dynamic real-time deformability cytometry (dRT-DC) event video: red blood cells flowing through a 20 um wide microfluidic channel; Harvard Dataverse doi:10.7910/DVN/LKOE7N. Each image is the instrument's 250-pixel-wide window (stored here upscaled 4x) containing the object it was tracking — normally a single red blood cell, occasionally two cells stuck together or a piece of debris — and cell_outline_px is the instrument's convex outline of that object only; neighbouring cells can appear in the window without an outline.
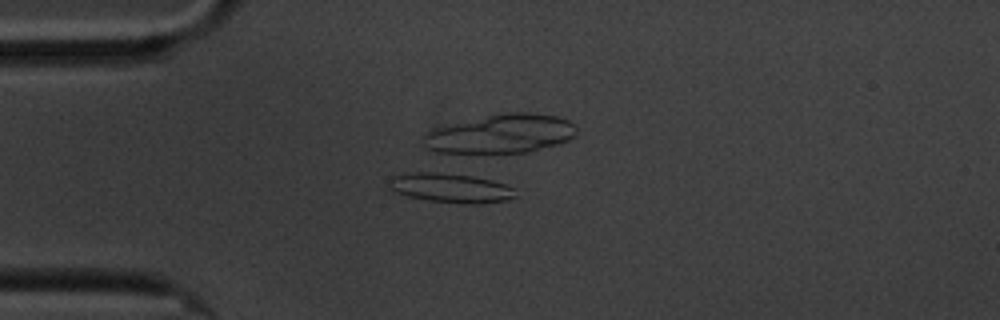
{"species": "common noctule bat (a hibernating species)", "species_latin": "Nyctalus noctula", "temperature_condition": "cold", "stored_images_in_passage": 9, "camera_frame_rate_fps": 3000, "um_per_image_px": 0.085, "animal": {"sex": "male", "body_mass_g": 20.1, "forearm_length_mm": 53.5}, "frame": {"image": 1, "passage_image": 4, "time_ms": 3.333, "image_size_px": [1000, 320], "cell_outline_px": [[516, 196], [508, 200], [480, 204], [460, 204], [428, 200], [408, 196], [384, 188], [392, 176], [416, 172], [440, 172], [472, 176], [492, 180], [516, 188]], "centroid_in_image_um": [38.3, 15.98], "position_along_channel_um": 46.7, "area_um2": 22.02}}
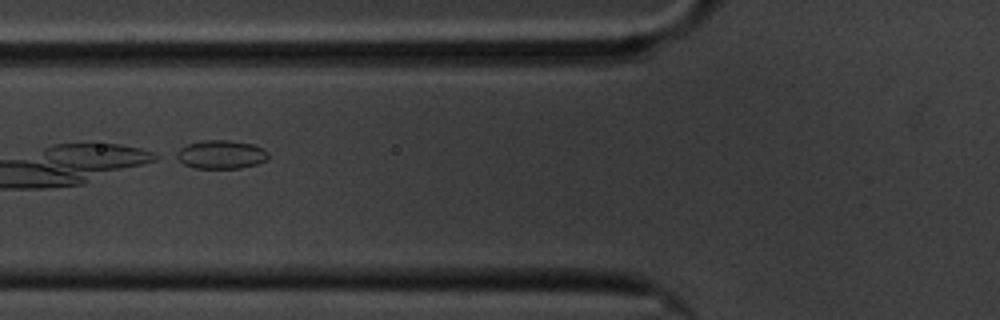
{"frame": {"image": 2, "passage_image": 6, "time_ms": 6.0, "image_size_px": [1000, 320], "cell_outline_px": [[268, 160], [256, 164], [240, 168], [196, 168], [184, 164], [172, 156], [172, 152], [188, 144], [204, 140], [228, 140], [252, 144], [264, 148], [268, 152]], "centroid_in_image_um": [18.75, 13.13], "position_along_channel_um": 107.1, "area_um2": 15.49}}
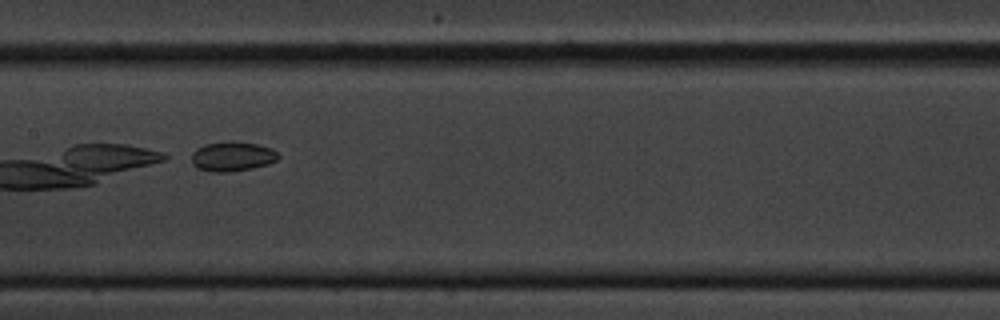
{"frame": {"image": 3, "passage_image": 8, "time_ms": 8.333, "image_size_px": [1000, 320], "cell_outline_px": [[280, 156], [276, 160], [268, 164], [252, 168], [228, 172], [212, 172], [196, 168], [192, 164], [192, 152], [196, 148], [204, 144], [232, 140], [236, 140], [256, 144], [272, 148]], "centroid_in_image_um": [19.72, 13.28], "position_along_channel_um": 187.7, "area_um2": 15.2}}